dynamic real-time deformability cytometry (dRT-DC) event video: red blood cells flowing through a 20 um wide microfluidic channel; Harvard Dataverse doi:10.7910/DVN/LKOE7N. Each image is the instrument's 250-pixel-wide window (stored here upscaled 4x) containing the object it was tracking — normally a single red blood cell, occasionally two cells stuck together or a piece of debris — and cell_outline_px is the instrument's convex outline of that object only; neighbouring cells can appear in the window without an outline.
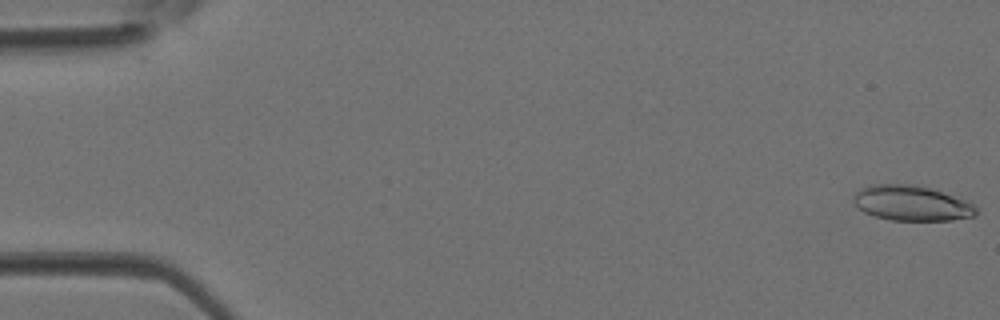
{"species": "Egyptian fruit bat (a non-hibernating species)", "species_latin": "Rousettus aegyptiacus", "temperature_condition": "room temperature", "stored_images_in_passage": 4, "camera_frame_rate_fps": 3000, "um_per_image_px": 0.085, "animal": {"sex": "female"}, "frame": {"image": 1, "passage_image": 1, "time_ms": 0.0, "image_size_px": [1000, 320], "cell_outline_px": [[976, 216], [952, 220], [888, 220], [864, 212], [856, 208], [852, 200], [856, 192], [860, 188], [868, 184], [916, 184], [968, 200], [976, 204]], "centroid_in_image_um": [77.47, 17.26], "position_along_channel_um": 7.5, "area_um2": 25.49}}
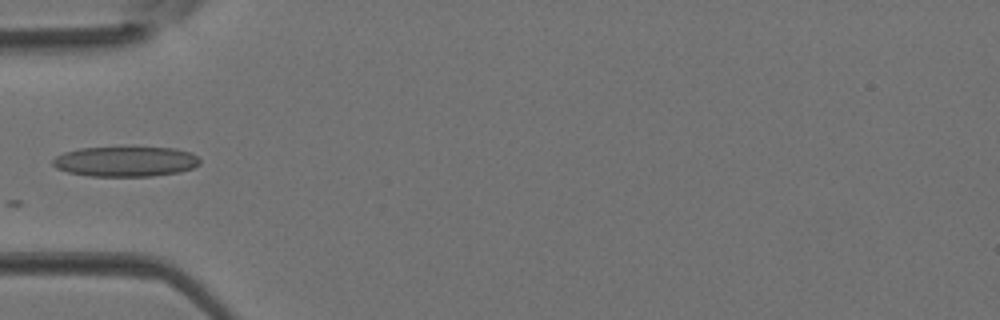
{"frame": {"image": 2, "passage_image": 4, "time_ms": 1.0, "image_size_px": [1000, 320], "cell_outline_px": [[200, 164], [192, 168], [180, 172], [152, 176], [92, 176], [68, 172], [56, 168], [52, 164], [52, 160], [56, 156], [64, 152], [80, 148], [176, 148], [192, 152], [200, 160]], "centroid_in_image_um": [10.68, 13.73], "position_along_channel_um": 74.3, "area_um2": 25.72}}